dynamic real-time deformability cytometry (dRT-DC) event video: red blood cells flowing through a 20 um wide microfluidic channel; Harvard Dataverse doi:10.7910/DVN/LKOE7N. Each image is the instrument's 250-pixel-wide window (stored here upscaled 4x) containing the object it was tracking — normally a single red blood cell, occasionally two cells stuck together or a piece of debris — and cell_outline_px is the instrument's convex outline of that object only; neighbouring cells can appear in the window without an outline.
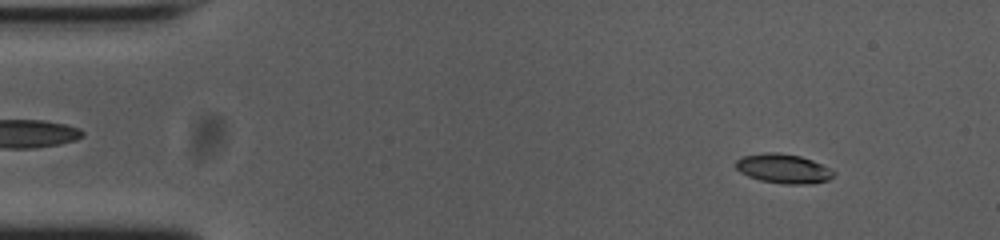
{"species": "common noctule bat (a hibernating species)", "species_latin": "Nyctalus noctula", "temperature_condition": "cold", "stored_images_in_passage": 53, "camera_frame_rate_fps": 3000, "um_per_image_px": 0.085, "animal": {"sex": "female", "body_mass_g": 23.0, "forearm_length_mm": 53.4}, "frame": {"image": 1, "passage_image": 5, "time_ms": 1.333, "image_size_px": [1000, 240], "cell_outline_px": [[836, 172], [828, 180], [812, 184], [784, 184], [760, 180], [748, 176], [740, 172], [736, 168], [736, 160], [744, 156], [764, 152], [776, 152], [800, 156], [812, 160]], "centroid_in_image_um": [66.58, 14.34], "position_along_channel_um": 18.4, "area_um2": 16.65}}
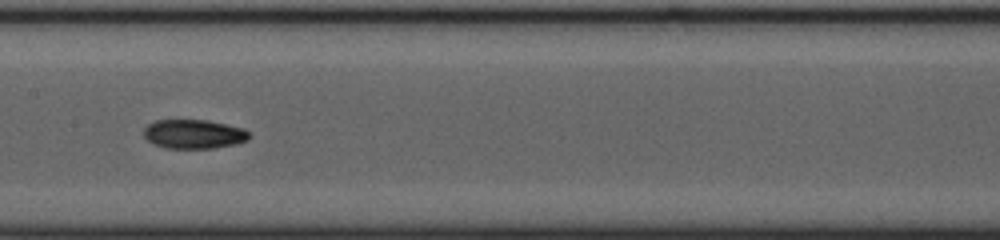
{"frame": {"image": 2, "passage_image": 26, "time_ms": 8.333, "image_size_px": [1000, 240], "cell_outline_px": [[248, 140], [236, 144], [212, 148], [164, 148], [152, 144], [144, 136], [144, 128], [148, 124], [156, 120], [208, 120], [244, 128], [248, 132]], "centroid_in_image_um": [16.45, 11.39], "position_along_channel_um": 190.9, "area_um2": 17.92}}
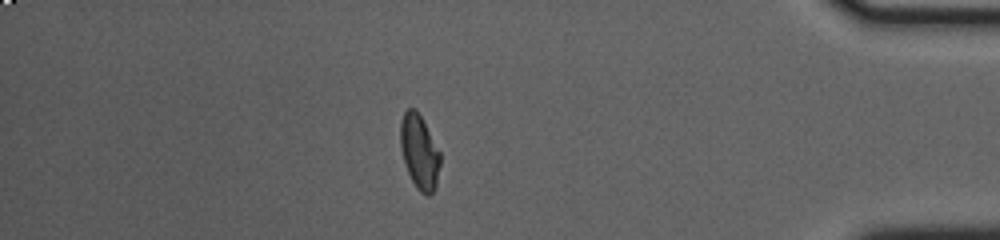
{"frame": {"image": 3, "passage_image": 46, "time_ms": 15.0, "image_size_px": [1000, 240], "cell_outline_px": [[440, 164], [436, 188], [428, 196], [420, 192], [416, 188], [408, 172], [400, 148], [400, 120], [404, 112], [408, 108], [412, 108], [420, 116], [440, 152]], "centroid_in_image_um": [35.64, 12.94], "position_along_channel_um": 399.6, "area_um2": 17.05}, "authors_computed_cell_mechanics": {"area_um2": 17.3978, "velocity_mm_per_s": 3.744, "shape_relaxation_time_tau1_ms": 5.9025, "shape_relaxation_time_tau2_ms": 6.6354, "deformation_change_tau1": 0.1869, "deformation_change_tau2": 0.0794}}